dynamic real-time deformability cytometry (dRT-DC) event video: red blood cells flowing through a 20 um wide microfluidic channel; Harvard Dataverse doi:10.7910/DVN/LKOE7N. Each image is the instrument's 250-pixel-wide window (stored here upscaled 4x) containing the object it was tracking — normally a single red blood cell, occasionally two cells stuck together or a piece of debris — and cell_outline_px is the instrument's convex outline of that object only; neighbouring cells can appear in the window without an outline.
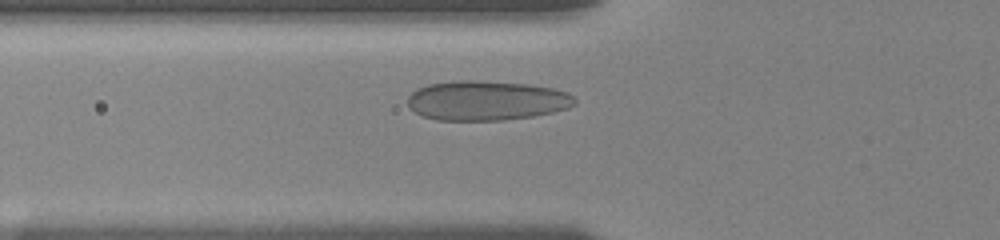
{"species": "human", "species_latin": "Homo sapiens", "temperature_condition": "room temperature", "stored_images_in_passage": 15, "camera_frame_rate_fps": 3000, "um_per_image_px": 0.085, "donor": {"sex": "female"}, "frame": {"image": 1, "passage_image": 5, "time_ms": 2.667, "image_size_px": [1000, 240], "cell_outline_px": [[576, 104], [568, 108], [552, 112], [532, 116], [504, 120], [436, 120], [424, 116], [416, 112], [408, 104], [408, 96], [412, 92], [428, 84], [452, 80], [472, 80], [528, 84], [552, 88], [568, 92], [576, 100]], "centroid_in_image_um": [41.36, 8.54], "position_along_channel_um": 84.4, "area_um2": 38.49}}
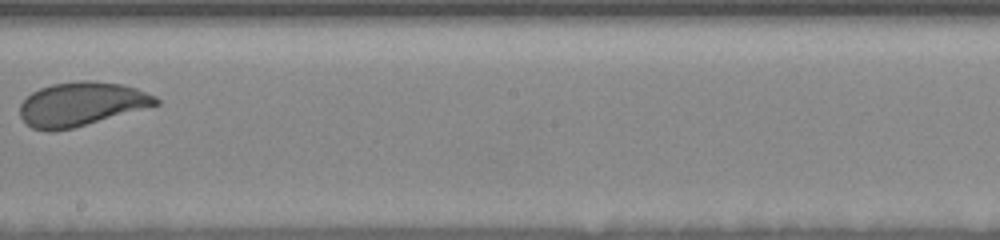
{"frame": {"image": 2, "passage_image": 11, "time_ms": 7.0, "image_size_px": [1000, 240], "cell_outline_px": [[160, 104], [72, 128], [56, 132], [48, 132], [32, 128], [20, 116], [20, 104], [32, 92], [40, 88], [52, 84], [76, 80], [92, 80], [124, 84], [136, 88], [156, 96], [160, 100]], "centroid_in_image_um": [6.91, 8.83], "position_along_channel_um": 241.3, "area_um2": 34.85}}
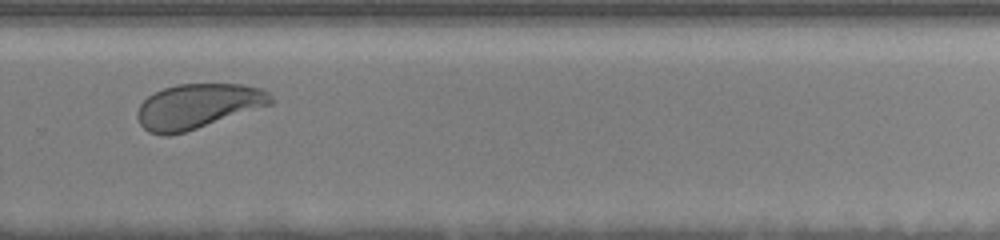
{"frame": {"image": 3, "passage_image": 14, "time_ms": 9.0, "image_size_px": [1000, 240], "cell_outline_px": [[272, 104], [184, 132], [168, 136], [164, 136], [148, 132], [140, 124], [136, 116], [136, 112], [140, 104], [148, 96], [164, 88], [176, 84], [240, 84], [260, 88], [268, 92], [272, 96]], "centroid_in_image_um": [16.78, 9.03], "position_along_channel_um": 313.0, "area_um2": 34.62}}